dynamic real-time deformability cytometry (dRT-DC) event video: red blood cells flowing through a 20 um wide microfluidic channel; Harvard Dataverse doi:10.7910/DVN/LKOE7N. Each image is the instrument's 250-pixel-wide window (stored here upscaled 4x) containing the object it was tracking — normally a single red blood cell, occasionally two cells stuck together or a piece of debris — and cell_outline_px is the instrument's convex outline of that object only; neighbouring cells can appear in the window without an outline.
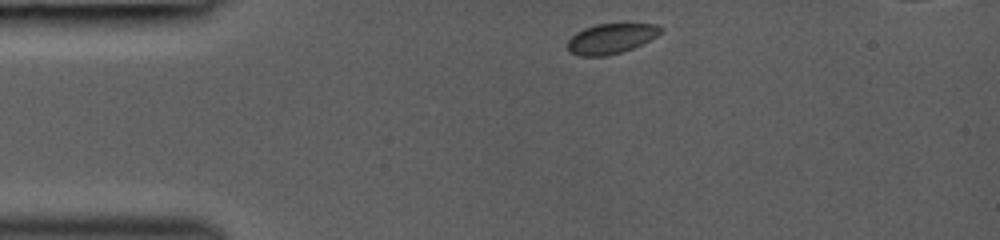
{"species": "common noctule bat (a hibernating species)", "species_latin": "Nyctalus noctula", "temperature_condition": "room temperature", "stored_images_in_passage": 10, "camera_frame_rate_fps": 3000, "um_per_image_px": 0.085, "animal": {"sex": "female", "body_mass_g": 19.0, "forearm_length_mm": 53.3}, "frame": {"image": 1, "passage_image": 1, "time_ms": 0.0, "image_size_px": [1000, 240], "cell_outline_px": [[664, 28], [656, 36], [632, 48], [620, 52], [604, 56], [580, 56], [568, 52], [568, 40], [576, 32], [584, 28], [596, 24], [656, 24]], "centroid_in_image_um": [51.9, 3.28], "position_along_channel_um": 33.1, "area_um2": 16.13}}